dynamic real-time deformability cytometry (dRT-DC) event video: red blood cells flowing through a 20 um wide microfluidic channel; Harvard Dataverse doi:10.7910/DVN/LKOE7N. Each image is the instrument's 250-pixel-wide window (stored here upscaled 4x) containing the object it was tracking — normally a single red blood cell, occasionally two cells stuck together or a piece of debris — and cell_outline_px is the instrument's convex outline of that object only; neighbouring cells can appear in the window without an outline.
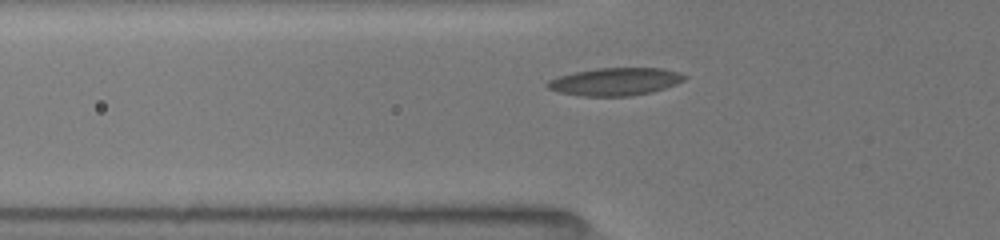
{"species": "common noctule bat (a hibernating species)", "species_latin": "Nyctalus noctula", "temperature_condition": "room temperature", "stored_images_in_passage": 12, "camera_frame_rate_fps": 3000, "um_per_image_px": 0.085, "animal": {"sex": "female", "body_mass_g": 19.5, "forearm_length_mm": 54.1}, "frame": {"image": 1, "passage_image": 6, "time_ms": 2.0, "image_size_px": [1000, 240], "cell_outline_px": [[688, 76], [684, 80], [676, 84], [652, 92], [632, 96], [580, 96], [556, 92], [548, 88], [544, 84], [548, 80], [560, 76], [576, 72], [596, 68], [664, 68], [680, 72]], "centroid_in_image_um": [52.3, 6.94], "position_along_channel_um": 73.5, "area_um2": 22.31}}
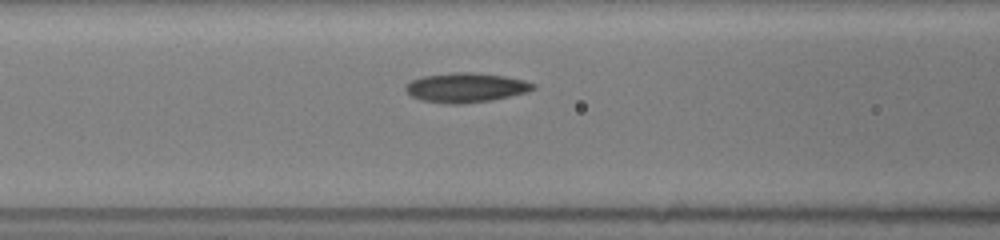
{"frame": {"image": 2, "passage_image": 9, "time_ms": 3.333, "image_size_px": [1000, 240], "cell_outline_px": [[536, 88], [528, 92], [492, 100], [460, 104], [448, 104], [420, 100], [412, 96], [404, 88], [404, 84], [420, 76], [452, 72], [476, 72], [504, 76], [524, 80], [536, 84]], "centroid_in_image_um": [39.59, 7.44], "position_along_channel_um": 127.0, "area_um2": 22.2}}
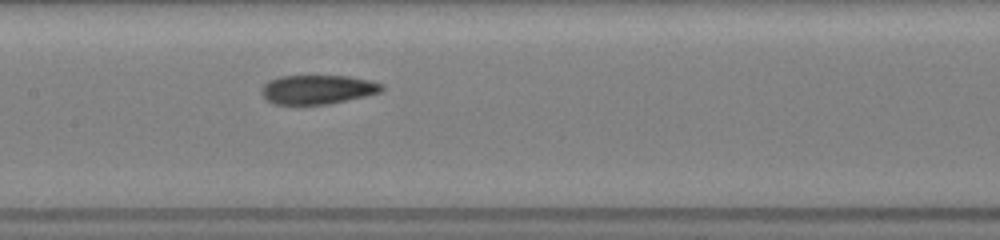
{"frame": {"image": 3, "passage_image": 12, "time_ms": 4.667, "image_size_px": [1000, 240], "cell_outline_px": [[384, 88], [380, 92], [364, 96], [328, 104], [276, 104], [264, 100], [260, 92], [260, 88], [268, 80], [280, 76], [348, 76], [368, 80], [384, 84]], "centroid_in_image_um": [26.94, 7.6], "position_along_channel_um": 180.5, "area_um2": 20.46}}